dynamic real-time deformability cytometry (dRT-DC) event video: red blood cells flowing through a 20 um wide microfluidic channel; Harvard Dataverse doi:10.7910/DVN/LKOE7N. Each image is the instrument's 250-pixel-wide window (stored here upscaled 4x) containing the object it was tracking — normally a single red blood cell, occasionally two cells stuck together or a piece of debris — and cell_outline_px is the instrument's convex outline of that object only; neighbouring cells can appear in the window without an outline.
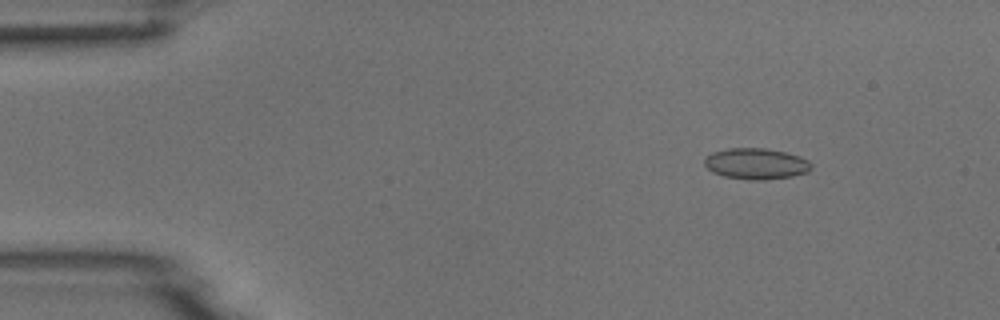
{"species": "common noctule bat (a hibernating species)", "species_latin": "Nyctalus noctula", "temperature_condition": "room temperature", "stored_images_in_passage": 53, "camera_frame_rate_fps": 3000, "um_per_image_px": 0.085, "animal": {"sex": "male", "body_mass_g": 18.8}, "frame": {"image": 1, "passage_image": 7, "time_ms": 2.0, "image_size_px": [1000, 320], "cell_outline_px": [[812, 168], [808, 172], [792, 176], [764, 180], [752, 180], [724, 176], [712, 172], [704, 164], [704, 156], [712, 152], [728, 148], [764, 148], [784, 152], [808, 160], [812, 164]], "centroid_in_image_um": [64.24, 13.92], "position_along_channel_um": 20.8, "area_um2": 19.31}}
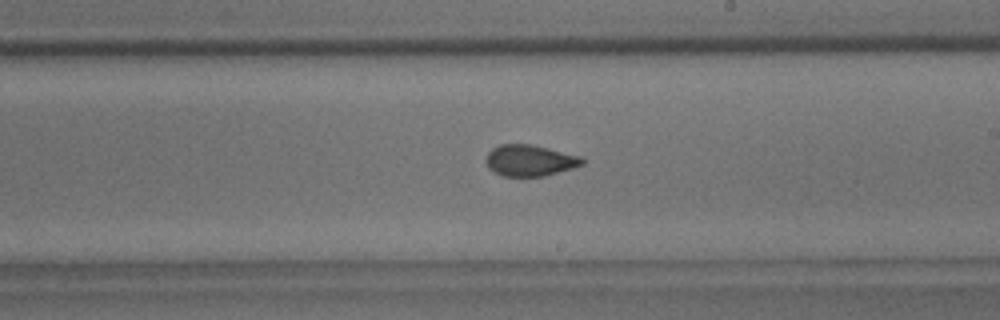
{"frame": {"image": 2, "passage_image": 31, "time_ms": 10.0, "image_size_px": [1000, 320], "cell_outline_px": [[584, 164], [572, 168], [544, 176], [504, 176], [488, 168], [484, 160], [488, 152], [492, 148], [500, 144], [532, 144], [580, 156], [584, 160]], "centroid_in_image_um": [45.01, 13.63], "position_along_channel_um": 244.0, "area_um2": 17.51}}
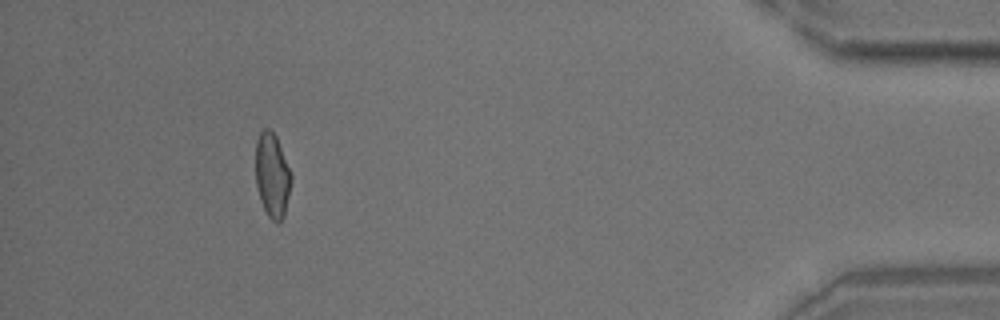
{"frame": {"image": 3, "passage_image": 49, "time_ms": 16.0, "image_size_px": [1000, 320], "cell_outline_px": [[292, 180], [284, 216], [276, 224], [268, 216], [260, 200], [256, 184], [256, 140], [260, 132], [264, 128], [268, 128], [276, 136], [292, 176]], "centroid_in_image_um": [23.13, 14.91], "position_along_channel_um": 412.1, "area_um2": 17.4}}